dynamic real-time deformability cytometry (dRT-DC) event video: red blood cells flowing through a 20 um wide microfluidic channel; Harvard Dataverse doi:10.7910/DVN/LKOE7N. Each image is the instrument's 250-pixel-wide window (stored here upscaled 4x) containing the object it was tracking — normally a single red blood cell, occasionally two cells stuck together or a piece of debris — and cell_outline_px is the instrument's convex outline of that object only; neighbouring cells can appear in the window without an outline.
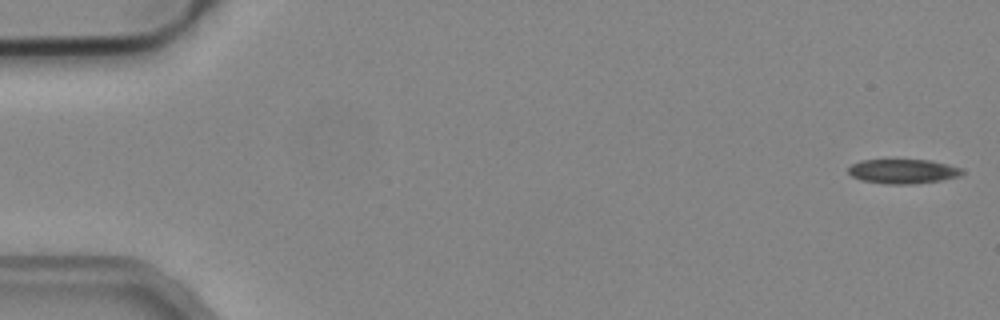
{"species": "common noctule bat (a hibernating species)", "species_latin": "Nyctalus noctula", "temperature_condition": "cold", "stored_images_in_passage": 51, "camera_frame_rate_fps": 3000, "um_per_image_px": 0.085, "animal": {"sex": "male", "body_mass_g": 19.2, "forearm_length_mm": 51.8}, "frame": {"image": 1, "passage_image": 1, "time_ms": 0.0, "image_size_px": [1000, 320], "cell_outline_px": [[964, 172], [960, 176], [940, 180], [908, 184], [884, 184], [860, 180], [852, 176], [848, 172], [848, 168], [852, 164], [860, 160], [932, 160], [964, 168]], "centroid_in_image_um": [76.76, 14.56], "position_along_channel_um": 8.2, "area_um2": 16.3}}
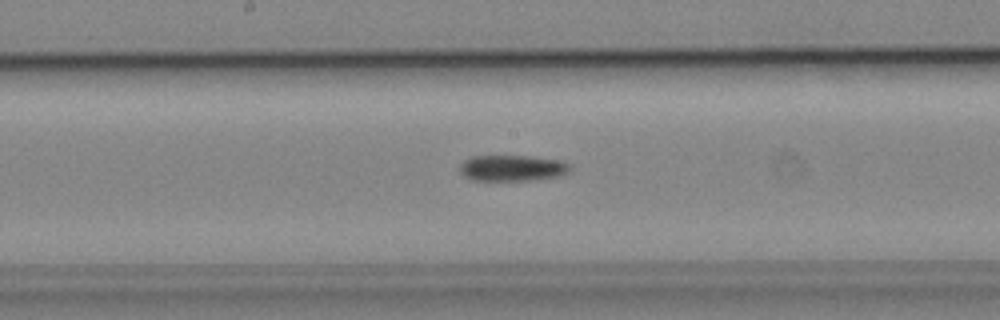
{"frame": {"image": 2, "passage_image": 27, "time_ms": 8.667, "image_size_px": [1000, 320], "cell_outline_px": [[572, 168], [568, 172], [560, 176], [528, 180], [472, 180], [464, 176], [460, 172], [460, 164], [464, 160], [472, 156], [532, 156], [564, 160], [572, 164]], "centroid_in_image_um": [43.59, 14.27], "position_along_channel_um": 204.6, "area_um2": 16.94}}
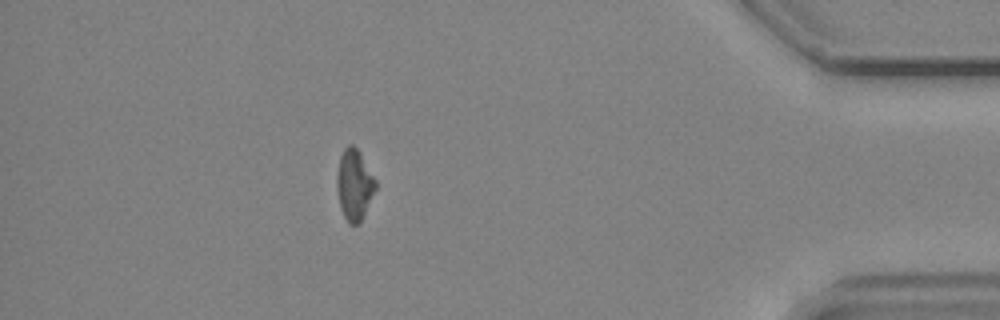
{"frame": {"image": 3, "passage_image": 46, "time_ms": 15.0, "image_size_px": [1000, 320], "cell_outline_px": [[376, 188], [360, 224], [348, 224], [340, 208], [336, 188], [336, 172], [340, 156], [344, 148], [348, 144], [352, 144], [360, 152], [376, 180]], "centroid_in_image_um": [30.1, 15.7], "position_along_channel_um": 405.1, "area_um2": 16.18}}